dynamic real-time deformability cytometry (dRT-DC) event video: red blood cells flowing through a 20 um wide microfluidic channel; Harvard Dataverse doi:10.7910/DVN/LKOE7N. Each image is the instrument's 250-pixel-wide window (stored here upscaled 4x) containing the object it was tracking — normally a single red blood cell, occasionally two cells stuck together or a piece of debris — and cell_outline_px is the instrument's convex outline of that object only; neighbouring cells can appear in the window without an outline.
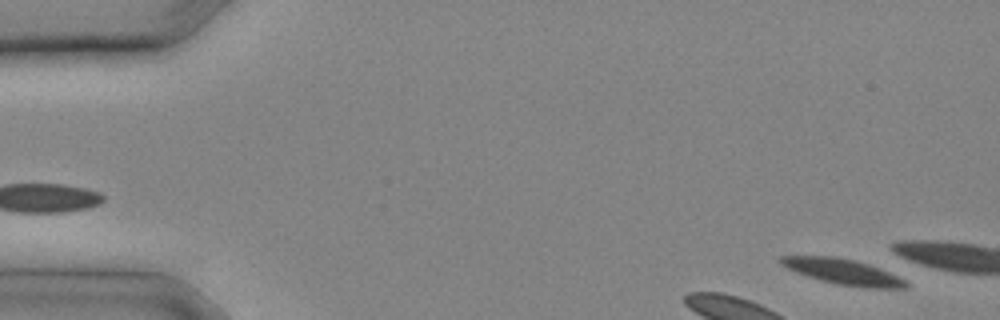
{"species": "common noctule bat (a hibernating species)", "species_latin": "Nyctalus noctula", "temperature_condition": "cold", "stored_images_in_passage": 5, "camera_frame_rate_fps": 3000, "um_per_image_px": 0.085, "animal": {"sex": "male", "body_mass_g": 20.4}, "frame": {"image": 1, "passage_image": 1, "time_ms": 0.0, "image_size_px": [1000, 320], "cell_outline_px": [[908, 288], [864, 288], [836, 284], [820, 280], [796, 272], [780, 264], [776, 260], [780, 256], [836, 256], [856, 260], [880, 268], [904, 280], [908, 284]], "centroid_in_image_um": [71.62, 23.09], "position_along_channel_um": 13.4, "area_um2": 18.67}}